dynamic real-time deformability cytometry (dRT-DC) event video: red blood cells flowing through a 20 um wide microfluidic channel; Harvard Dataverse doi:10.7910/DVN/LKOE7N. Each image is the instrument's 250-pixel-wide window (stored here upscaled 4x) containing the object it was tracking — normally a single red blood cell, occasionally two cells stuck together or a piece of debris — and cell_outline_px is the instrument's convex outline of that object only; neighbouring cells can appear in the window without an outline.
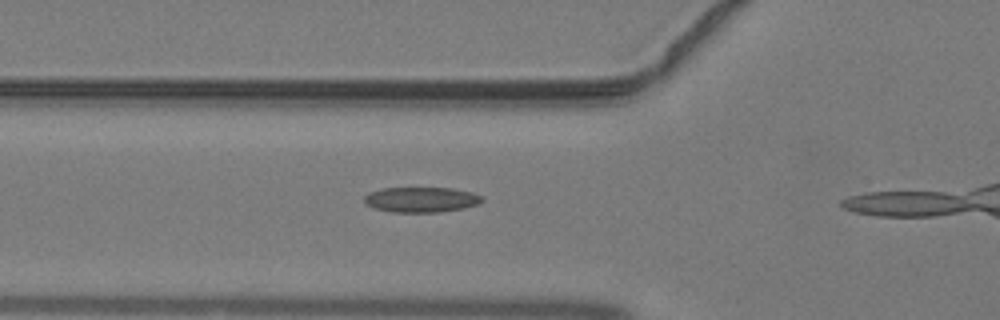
{"species": "common noctule bat (a hibernating species)", "species_latin": "Nyctalus noctula", "temperature_condition": "warm", "stored_images_in_passage": 11, "camera_frame_rate_fps": 3000, "um_per_image_px": 0.085, "animal": {"sex": "male", "body_mass_g": 19.2, "forearm_length_mm": 51.8}, "frame": {"image": 1, "passage_image": 7, "time_ms": 2.0, "image_size_px": [1000, 320], "cell_outline_px": [[484, 200], [476, 204], [464, 208], [440, 212], [392, 212], [372, 208], [364, 200], [364, 196], [368, 192], [380, 188], [452, 188], [472, 192], [484, 196]], "centroid_in_image_um": [35.8, 16.96], "position_along_channel_um": 90.0, "area_um2": 17.46}}
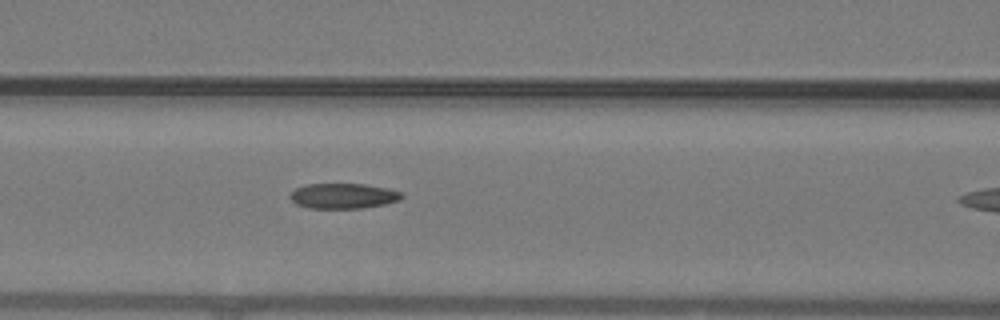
{"frame": {"image": 2, "passage_image": 10, "time_ms": 3.0, "image_size_px": [1000, 320], "cell_outline_px": [[404, 196], [400, 200], [384, 204], [360, 208], [308, 208], [296, 204], [288, 196], [296, 188], [308, 184], [364, 184], [388, 188], [404, 192]], "centroid_in_image_um": [29.21, 16.65], "position_along_channel_um": 137.4, "area_um2": 16.47}}